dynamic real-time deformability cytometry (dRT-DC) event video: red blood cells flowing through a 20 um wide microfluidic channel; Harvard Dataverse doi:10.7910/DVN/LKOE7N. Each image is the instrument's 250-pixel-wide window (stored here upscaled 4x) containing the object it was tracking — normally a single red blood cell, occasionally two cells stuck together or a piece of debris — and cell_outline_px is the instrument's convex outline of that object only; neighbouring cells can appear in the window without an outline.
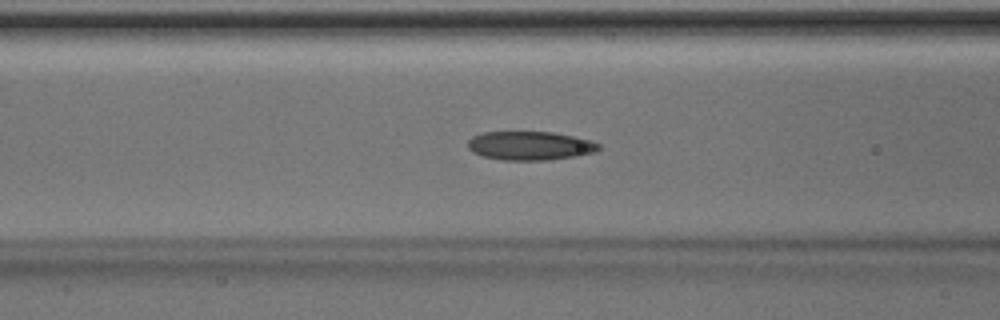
{"species": "Egyptian fruit bat (a non-hibernating species)", "species_latin": "Rousettus aegyptiacus", "temperature_condition": "room temperature", "stored_images_in_passage": 50, "camera_frame_rate_fps": 3000, "um_per_image_px": 0.085, "animal": {"sex": "male"}, "frame": {"image": 1, "passage_image": 20, "time_ms": 6.333, "image_size_px": [1000, 320], "cell_outline_px": [[600, 148], [596, 152], [576, 156], [548, 160], [504, 160], [484, 156], [472, 152], [468, 148], [468, 140], [472, 136], [480, 132], [552, 132], [572, 136], [588, 140], [600, 144]], "centroid_in_image_um": [45.03, 12.38], "position_along_channel_um": 121.6, "area_um2": 21.91}}
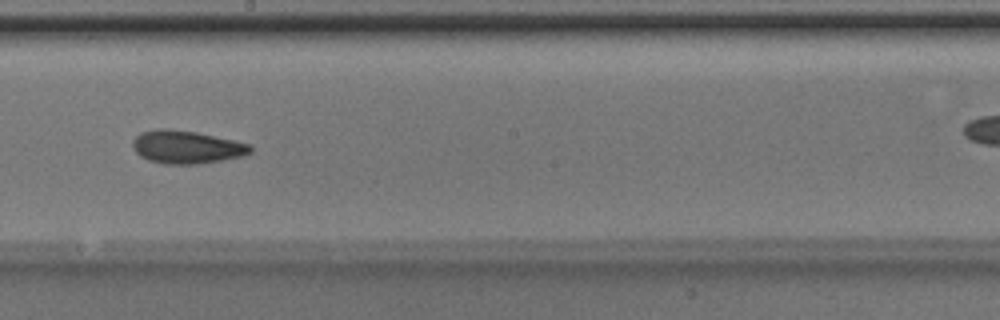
{"frame": {"image": 2, "passage_image": 28, "time_ms": 9.0, "image_size_px": [1000, 320], "cell_outline_px": [[252, 152], [244, 156], [224, 160], [196, 164], [164, 164], [148, 160], [140, 156], [132, 148], [132, 140], [140, 132], [156, 128], [168, 128], [196, 132], [252, 144]], "centroid_in_image_um": [15.85, 12.49], "position_along_channel_um": 232.4, "area_um2": 22.95}}
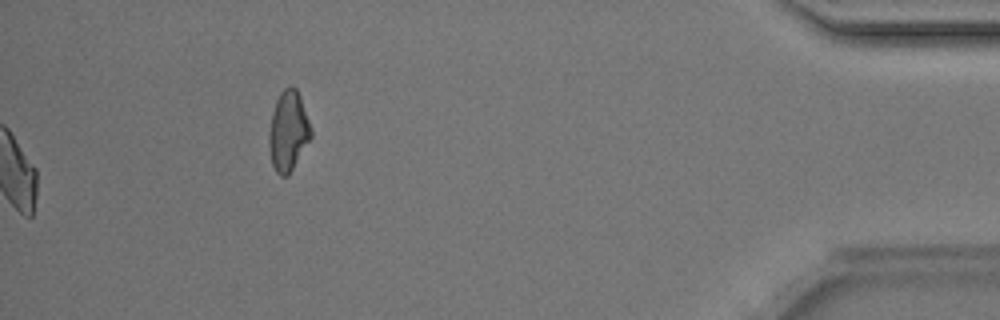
{"frame": {"image": 3, "passage_image": 50, "time_ms": 16.333, "image_size_px": [1000, 320], "cell_outline_px": [[312, 136], [288, 176], [280, 176], [276, 172], [272, 164], [268, 144], [268, 136], [272, 112], [276, 100], [280, 92], [288, 84], [292, 84], [296, 88], [300, 96], [312, 128]], "centroid_in_image_um": [24.5, 11.11], "position_along_channel_um": 410.7, "area_um2": 19.77}, "authors_computed_cell_mechanics": {"area_um2": 21.7906, "velocity_mm_per_s": 4.1581, "shape_relaxation_time_tau1_ms": 6.5464, "shape_relaxation_time_tau2_ms": 5.4783, "deformation_change_tau1": 0.1583, "deformation_change_tau2": 0.1167}}